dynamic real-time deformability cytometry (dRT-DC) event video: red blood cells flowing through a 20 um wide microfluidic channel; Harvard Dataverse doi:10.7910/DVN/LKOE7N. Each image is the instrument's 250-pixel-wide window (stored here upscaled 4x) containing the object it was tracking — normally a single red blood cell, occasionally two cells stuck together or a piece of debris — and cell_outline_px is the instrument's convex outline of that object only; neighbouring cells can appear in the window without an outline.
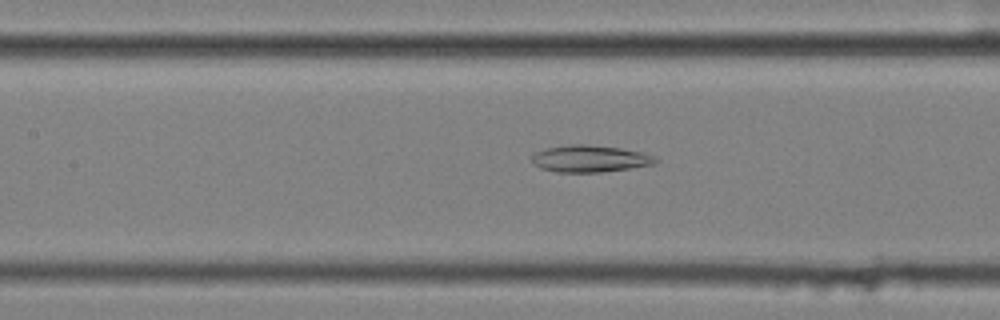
{"species": "common noctule bat (a hibernating species)", "species_latin": "Nyctalus noctula", "temperature_condition": "cold", "stored_images_in_passage": 57, "camera_frame_rate_fps": 3000, "um_per_image_px": 0.085, "animal": {"sex": "female", "body_mass_g": 25.1}, "frame": {"image": 1, "passage_image": 26, "time_ms": 8.333, "image_size_px": [1000, 320], "cell_outline_px": [[660, 160], [656, 164], [600, 172], [556, 172], [540, 168], [532, 164], [532, 156], [536, 152], [548, 148], [568, 144], [588, 144], [620, 148], [640, 152], [656, 156]], "centroid_in_image_um": [50.15, 13.49], "position_along_channel_um": 157.2, "area_um2": 19.42}}
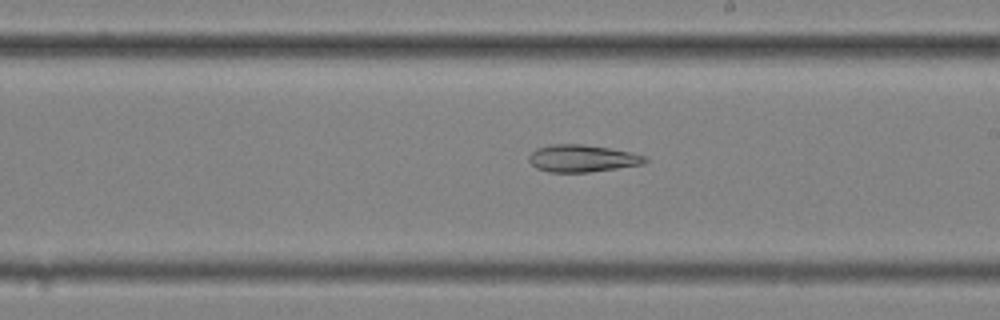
{"frame": {"image": 2, "passage_image": 33, "time_ms": 10.667, "image_size_px": [1000, 320], "cell_outline_px": [[648, 160], [644, 164], [588, 172], [548, 172], [536, 168], [528, 160], [528, 156], [536, 148], [552, 144], [584, 144], [608, 148], [628, 152], [644, 156]], "centroid_in_image_um": [49.44, 13.46], "position_along_channel_um": 239.6, "area_um2": 18.26}}
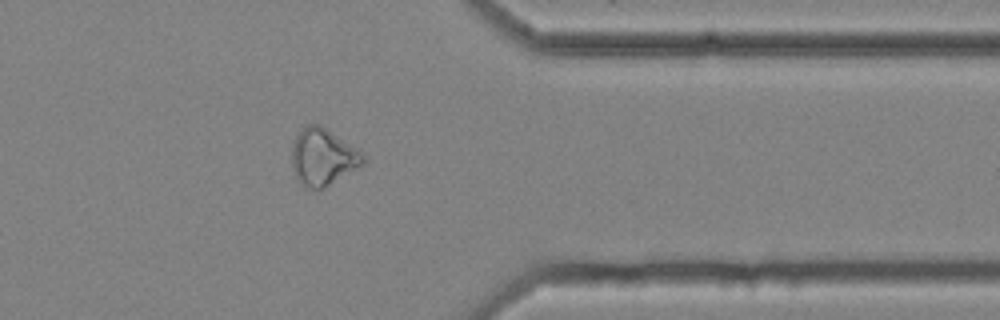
{"frame": {"image": 3, "passage_image": 46, "time_ms": 15.0, "image_size_px": [1000, 320], "cell_outline_px": [[364, 164], [324, 188], [308, 188], [300, 184], [296, 180], [292, 168], [292, 148], [296, 136], [308, 124], [320, 124], [364, 152]], "centroid_in_image_um": [27.45, 13.35], "position_along_channel_um": 383.9, "area_um2": 23.64}}